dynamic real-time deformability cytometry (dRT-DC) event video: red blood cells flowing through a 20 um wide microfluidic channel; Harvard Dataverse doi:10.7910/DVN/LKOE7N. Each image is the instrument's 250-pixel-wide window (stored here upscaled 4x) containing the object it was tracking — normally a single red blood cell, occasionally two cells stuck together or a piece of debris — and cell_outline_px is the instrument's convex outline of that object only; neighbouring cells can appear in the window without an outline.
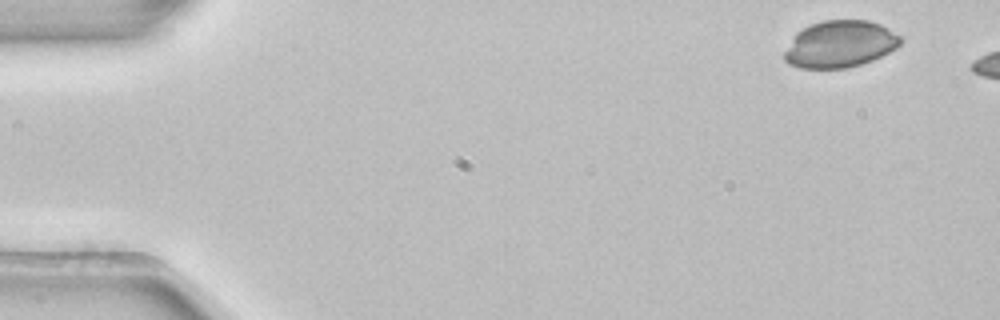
{"species": "common noctule bat (a hibernating species)", "species_latin": "Nyctalus noctula", "temperature_condition": "room temperature", "stored_images_in_passage": 4, "camera_frame_rate_fps": 3000, "um_per_image_px": 0.085, "animal": {"sex": "female", "body_mass_g": 22.7, "forearm_length_mm": 54.2}, "frame": {"image": 1, "passage_image": 1, "time_ms": 0.0, "image_size_px": [1000, 320], "cell_outline_px": [[900, 44], [896, 48], [872, 60], [860, 64], [844, 68], [800, 68], [788, 64], [784, 60], [784, 52], [796, 32], [808, 24], [824, 20], [868, 20], [880, 24], [888, 28], [900, 36]], "centroid_in_image_um": [71.36, 3.74], "position_along_channel_um": 13.6, "area_um2": 31.67}}